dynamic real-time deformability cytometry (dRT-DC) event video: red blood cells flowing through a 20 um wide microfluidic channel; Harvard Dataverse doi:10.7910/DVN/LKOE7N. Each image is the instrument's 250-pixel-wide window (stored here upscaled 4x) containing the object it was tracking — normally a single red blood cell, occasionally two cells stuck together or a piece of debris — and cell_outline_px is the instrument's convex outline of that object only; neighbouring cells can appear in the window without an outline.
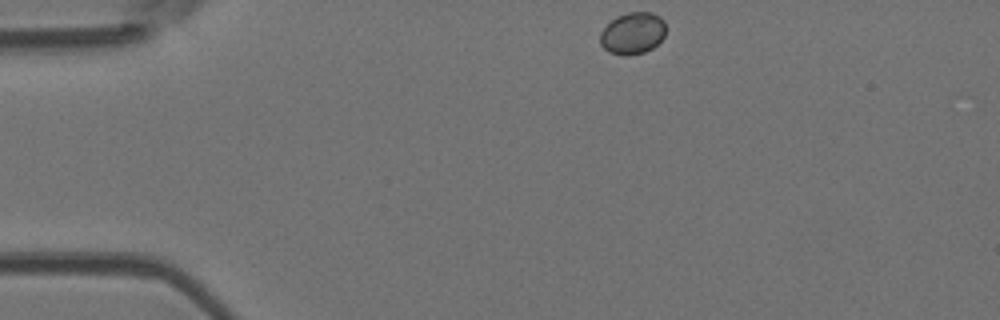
{"species": "Egyptian fruit bat (a non-hibernating species)", "species_latin": "Rousettus aegyptiacus", "temperature_condition": "room temperature", "stored_images_in_passage": 3, "camera_frame_rate_fps": 3000, "um_per_image_px": 0.085, "animal": {"sex": "female"}, "frame": {"image": 1, "passage_image": 1, "time_ms": 0.0, "image_size_px": [1000, 320], "cell_outline_px": [[664, 36], [652, 48], [644, 52], [628, 56], [624, 56], [608, 52], [600, 44], [600, 32], [616, 16], [628, 12], [652, 12], [660, 16], [664, 20]], "centroid_in_image_um": [53.76, 2.83], "position_along_channel_um": 31.2, "area_um2": 16.01}}